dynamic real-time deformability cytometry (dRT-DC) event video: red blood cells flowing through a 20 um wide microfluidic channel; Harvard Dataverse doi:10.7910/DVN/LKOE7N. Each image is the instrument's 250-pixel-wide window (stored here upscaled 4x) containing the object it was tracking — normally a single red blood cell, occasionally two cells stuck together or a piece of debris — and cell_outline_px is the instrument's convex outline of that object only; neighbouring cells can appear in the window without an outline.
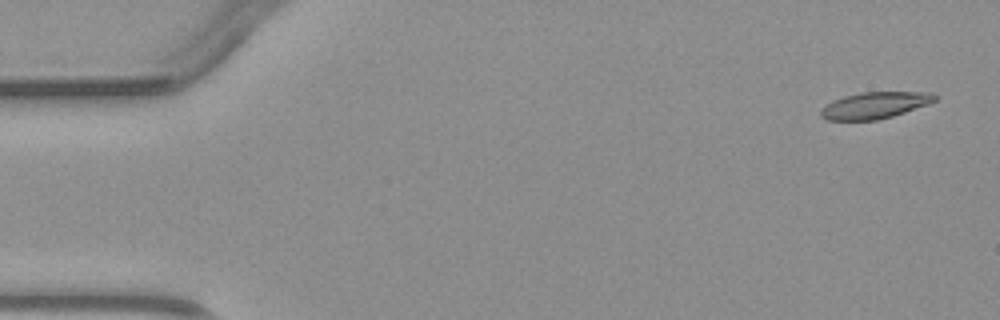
{"species": "common noctule bat (a hibernating species)", "species_latin": "Nyctalus noctula", "temperature_condition": "warm", "stored_images_in_passage": 4, "camera_frame_rate_fps": 3000, "um_per_image_px": 0.085, "animal": {"sex": "male", "body_mass_g": 23.1, "forearm_length_mm": 52.7}, "frame": {"image": 1, "passage_image": 1, "time_ms": 0.0, "image_size_px": [1000, 320], "cell_outline_px": [[940, 96], [936, 100], [928, 104], [892, 116], [876, 120], [828, 120], [820, 116], [820, 108], [832, 100], [844, 96], [860, 92], [932, 92]], "centroid_in_image_um": [74.35, 8.94], "position_along_channel_um": 10.7, "area_um2": 17.74}}
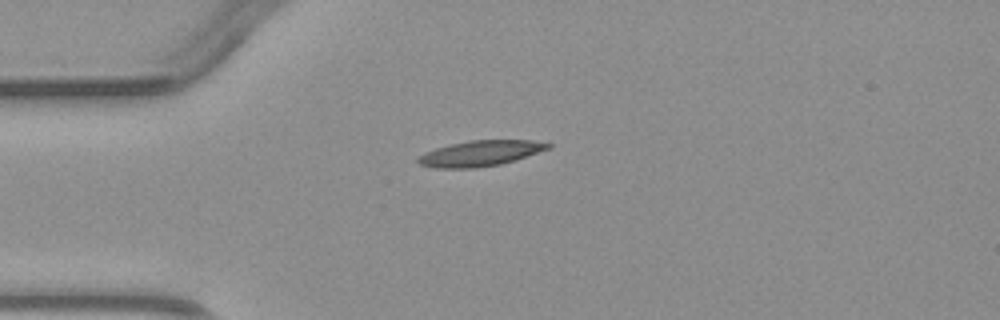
{"frame": {"image": 2, "passage_image": 3, "time_ms": 3.333, "image_size_px": [1000, 320], "cell_outline_px": [[552, 148], [516, 160], [500, 164], [476, 168], [436, 168], [420, 164], [416, 160], [424, 152], [436, 148], [468, 140], [532, 140], [552, 144]], "centroid_in_image_um": [40.86, 13.03], "position_along_channel_um": 44.1, "area_um2": 19.42}}